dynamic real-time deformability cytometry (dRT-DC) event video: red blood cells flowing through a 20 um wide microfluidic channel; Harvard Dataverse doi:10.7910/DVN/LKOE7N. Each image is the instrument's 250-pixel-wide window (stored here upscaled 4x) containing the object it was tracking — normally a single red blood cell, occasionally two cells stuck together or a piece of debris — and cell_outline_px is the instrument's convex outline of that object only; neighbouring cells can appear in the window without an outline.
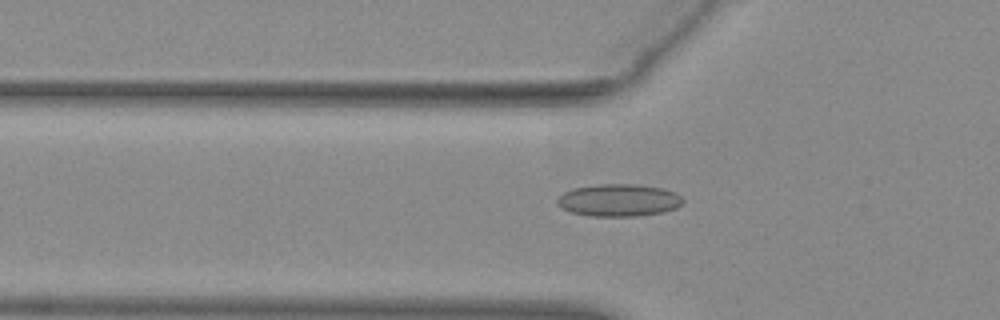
{"species": "common noctule bat (a hibernating species)", "species_latin": "Nyctalus noctula", "temperature_condition": "warm", "stored_images_in_passage": 37, "camera_frame_rate_fps": 3000, "um_per_image_px": 0.085, "animal": {"sex": "female", "body_mass_g": 29.2, "forearm_length_mm": 56.3}, "frame": {"image": 1, "passage_image": 2, "time_ms": 0.333, "image_size_px": [1000, 320], "cell_outline_px": [[684, 200], [676, 208], [660, 212], [636, 216], [588, 216], [572, 212], [560, 208], [556, 204], [556, 200], [564, 192], [572, 188], [596, 184], [636, 184], [660, 188], [676, 192]], "centroid_in_image_um": [52.54, 17.01], "position_along_channel_um": 73.3, "area_um2": 23.7}}
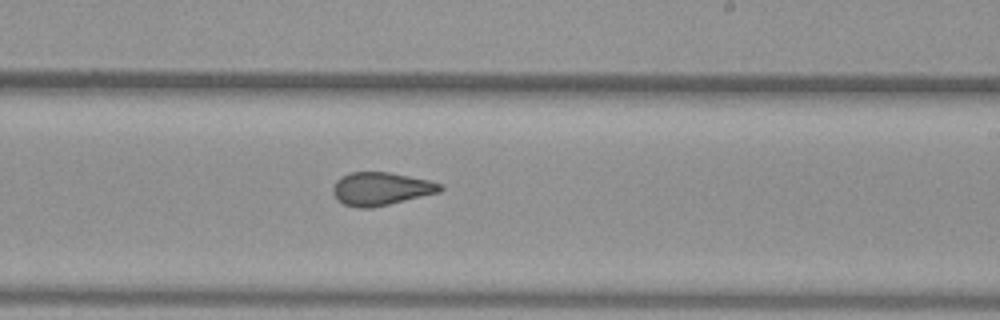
{"frame": {"image": 2, "passage_image": 16, "time_ms": 5.0, "image_size_px": [1000, 320], "cell_outline_px": [[444, 188], [440, 192], [372, 208], [356, 208], [344, 204], [332, 192], [332, 188], [336, 180], [340, 176], [348, 172], [388, 172], [428, 180], [444, 184]], "centroid_in_image_um": [32.38, 16.04], "position_along_channel_um": 256.6, "area_um2": 20.69}}
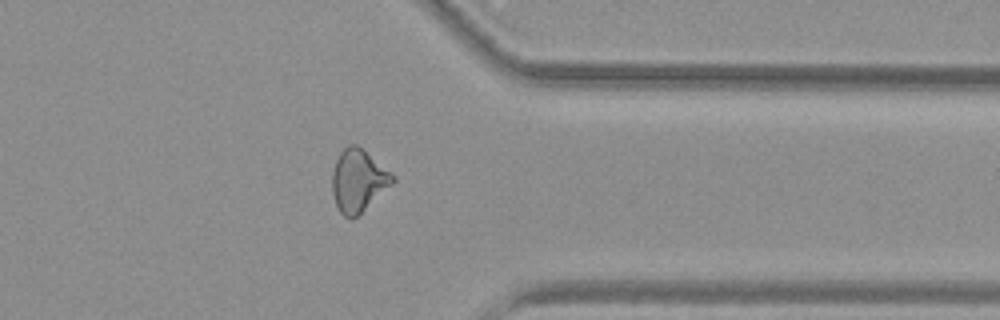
{"frame": {"image": 3, "passage_image": 26, "time_ms": 8.333, "image_size_px": [1000, 320], "cell_outline_px": [[396, 180], [392, 184], [352, 220], [344, 216], [340, 212], [336, 204], [332, 192], [332, 172], [336, 160], [340, 152], [348, 144], [356, 144], [392, 172], [396, 176]], "centroid_in_image_um": [30.45, 15.34], "position_along_channel_um": 381.0, "area_um2": 21.85}, "authors_computed_cell_mechanics": {"area_um2": 21.0392, "velocity_mm_per_s": 3.9167, "shape_relaxation_time_tau1_ms": null, "shape_relaxation_time_tau2_ms": 1.2451, "deformation_change_tau1": null, "deformation_change_tau2": 0.074}}